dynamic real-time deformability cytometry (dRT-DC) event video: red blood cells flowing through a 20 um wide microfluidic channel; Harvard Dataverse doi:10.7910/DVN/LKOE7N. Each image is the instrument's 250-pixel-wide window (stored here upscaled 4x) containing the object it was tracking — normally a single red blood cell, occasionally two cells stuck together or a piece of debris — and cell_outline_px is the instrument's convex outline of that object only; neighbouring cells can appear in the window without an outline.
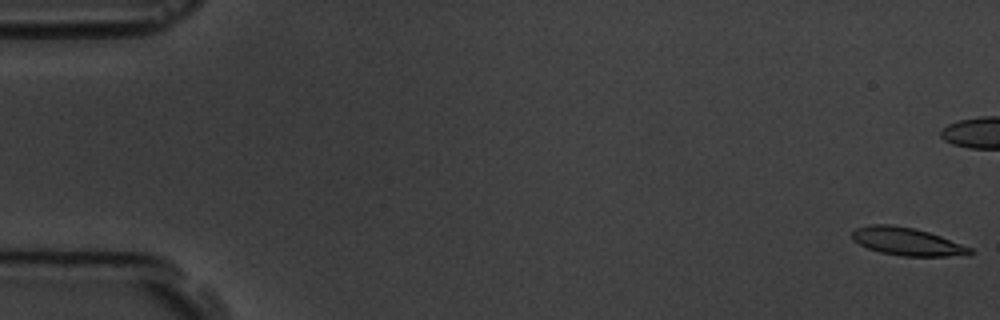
{"species": "common noctule bat (a hibernating species)", "species_latin": "Nyctalus noctula", "temperature_condition": "room temperature", "stored_images_in_passage": 10, "camera_frame_rate_fps": 3000, "um_per_image_px": 0.085, "animal": {"sex": "male", "body_mass_g": 19.5, "forearm_length_mm": 54.6}, "frame": {"image": 1, "passage_image": 1, "time_ms": 0.0, "image_size_px": [1000, 320], "cell_outline_px": [[972, 252], [968, 256], [900, 256], [880, 252], [868, 248], [852, 240], [852, 232], [856, 228], [868, 224], [892, 224], [912, 228], [928, 232], [940, 236], [972, 248]], "centroid_in_image_um": [77.09, 20.53], "position_along_channel_um": 7.9, "area_um2": 19.13}}
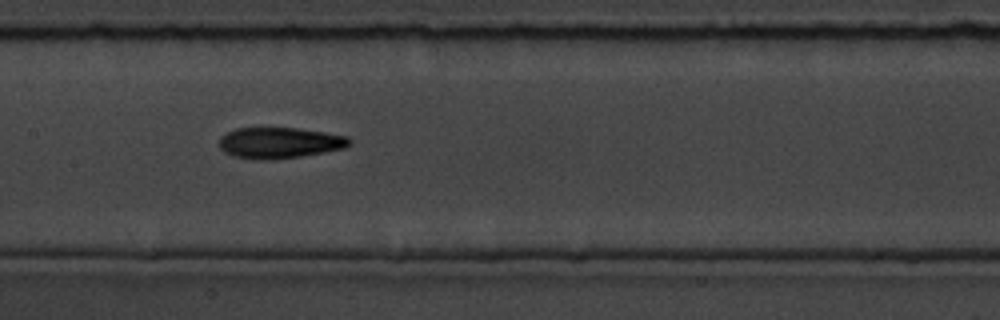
{"frame": {"image": 2, "passage_image": 9, "time_ms": 10.333, "image_size_px": [1000, 320], "cell_outline_px": [[352, 144], [344, 148], [324, 152], [300, 156], [272, 160], [260, 160], [232, 156], [224, 152], [220, 148], [220, 136], [236, 128], [296, 128], [324, 132], [348, 136], [352, 140]], "centroid_in_image_um": [23.77, 12.14], "position_along_channel_um": 183.6, "area_um2": 23.58}}